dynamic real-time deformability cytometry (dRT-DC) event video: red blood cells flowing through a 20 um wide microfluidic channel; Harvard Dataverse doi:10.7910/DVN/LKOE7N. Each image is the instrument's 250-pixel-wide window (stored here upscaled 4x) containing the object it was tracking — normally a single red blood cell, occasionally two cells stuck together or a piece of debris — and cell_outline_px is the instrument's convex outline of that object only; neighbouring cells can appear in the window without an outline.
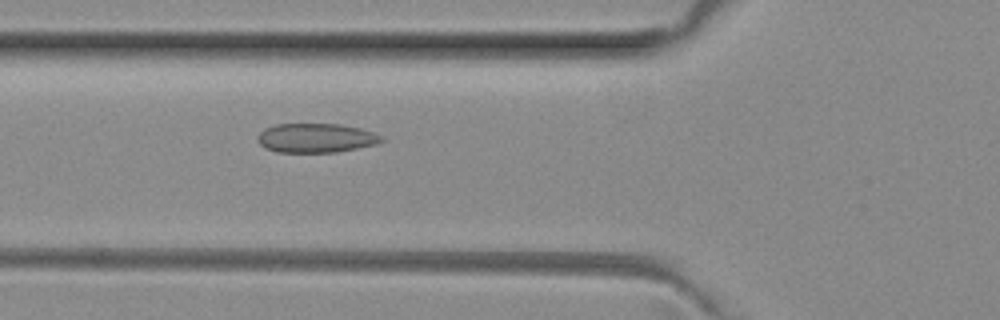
{"species": "common noctule bat (a hibernating species)", "species_latin": "Nyctalus noctula", "temperature_condition": "room temperature", "stored_images_in_passage": 50, "camera_frame_rate_fps": 3000, "um_per_image_px": 0.085, "animal": {"sex": "female", "body_mass_g": 29.2, "forearm_length_mm": 56.3}, "frame": {"image": 1, "passage_image": 18, "time_ms": 5.667, "image_size_px": [1000, 320], "cell_outline_px": [[384, 140], [376, 144], [336, 152], [276, 152], [264, 148], [256, 140], [256, 136], [264, 128], [276, 124], [340, 124], [360, 128], [384, 136]], "centroid_in_image_um": [26.82, 11.73], "position_along_channel_um": 99.0, "area_um2": 21.21}}
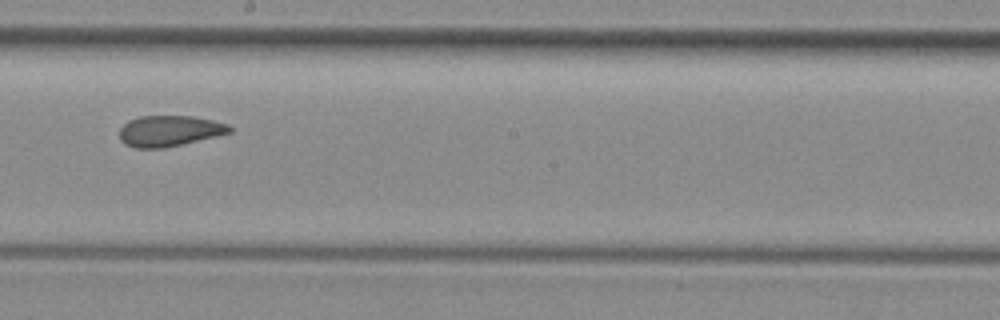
{"frame": {"image": 2, "passage_image": 28, "time_ms": 9.0, "image_size_px": [1000, 320], "cell_outline_px": [[232, 132], [180, 144], [160, 148], [136, 148], [120, 140], [120, 128], [128, 120], [140, 116], [192, 116], [212, 120], [228, 124], [232, 128]], "centroid_in_image_um": [14.39, 11.11], "position_along_channel_um": 233.8, "area_um2": 19.48}}
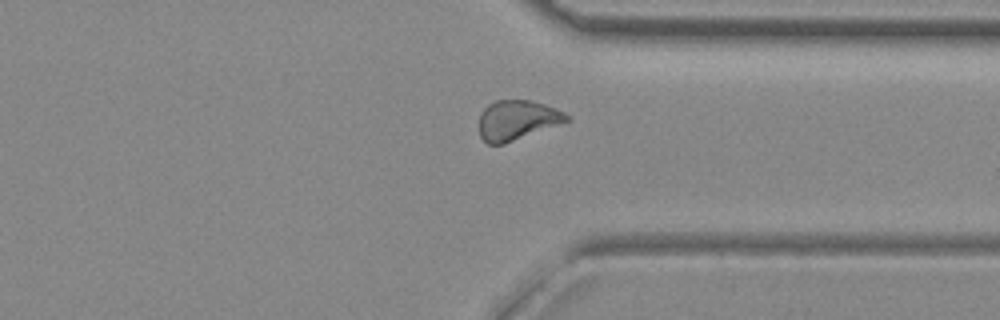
{"frame": {"image": 3, "passage_image": 38, "time_ms": 12.333, "image_size_px": [1000, 320], "cell_outline_px": [[572, 120], [504, 144], [488, 144], [480, 136], [480, 112], [488, 104], [496, 100], [532, 100], [556, 108], [572, 116]], "centroid_in_image_um": [43.99, 10.2], "position_along_channel_um": 367.4, "area_um2": 20.46}, "authors_computed_cell_mechanics": {"area_um2": 21.0681, "velocity_mm_per_s": 4.0452, "shape_relaxation_time_tau1_ms": null, "shape_relaxation_time_tau2_ms": 1.7393, "deformation_change_tau1": null, "deformation_change_tau2": 0.0831}}